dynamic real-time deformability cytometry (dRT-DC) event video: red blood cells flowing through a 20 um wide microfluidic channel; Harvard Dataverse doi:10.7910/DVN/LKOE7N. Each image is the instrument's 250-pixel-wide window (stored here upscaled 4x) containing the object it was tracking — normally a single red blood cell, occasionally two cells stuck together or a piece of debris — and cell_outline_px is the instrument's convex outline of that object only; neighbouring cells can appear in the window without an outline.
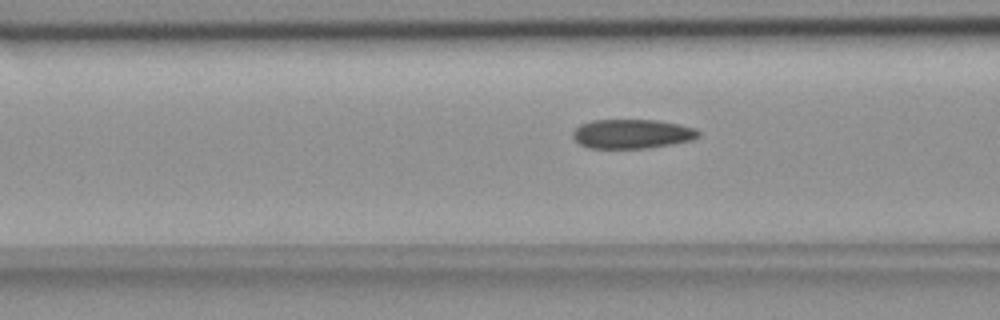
{"species": "common noctule bat (a hibernating species)", "species_latin": "Nyctalus noctula", "temperature_condition": "room temperature", "stored_images_in_passage": 31, "camera_frame_rate_fps": 3000, "um_per_image_px": 0.085, "animal": {"sex": "female", "body_mass_g": 18.4}, "frame": {"image": 1, "passage_image": 5, "time_ms": 1.333, "image_size_px": [1000, 320], "cell_outline_px": [[700, 136], [692, 140], [672, 144], [648, 148], [588, 148], [580, 144], [572, 136], [572, 132], [580, 124], [592, 120], [656, 120], [680, 124], [696, 128], [700, 132]], "centroid_in_image_um": [53.74, 11.38], "position_along_channel_um": 112.9, "area_um2": 21.56}}
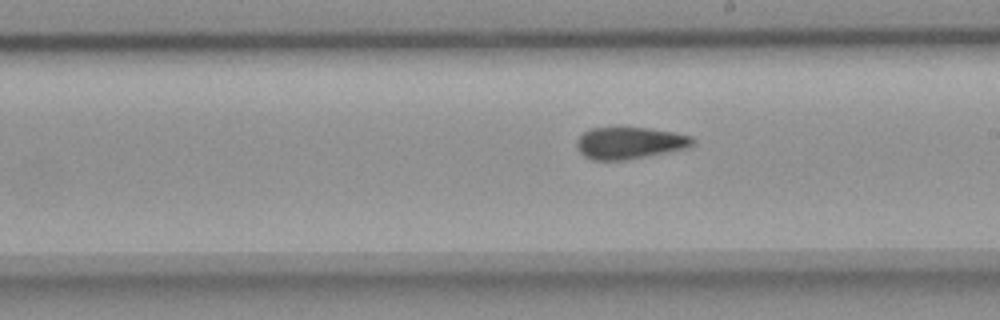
{"frame": {"image": 2, "passage_image": 15, "time_ms": 4.667, "image_size_px": [1000, 320], "cell_outline_px": [[696, 140], [688, 148], [624, 160], [592, 160], [584, 156], [580, 152], [576, 144], [576, 140], [584, 132], [592, 128], [648, 128], [672, 132], [692, 136]], "centroid_in_image_um": [53.51, 12.15], "position_along_channel_um": 235.5, "area_um2": 21.33}}
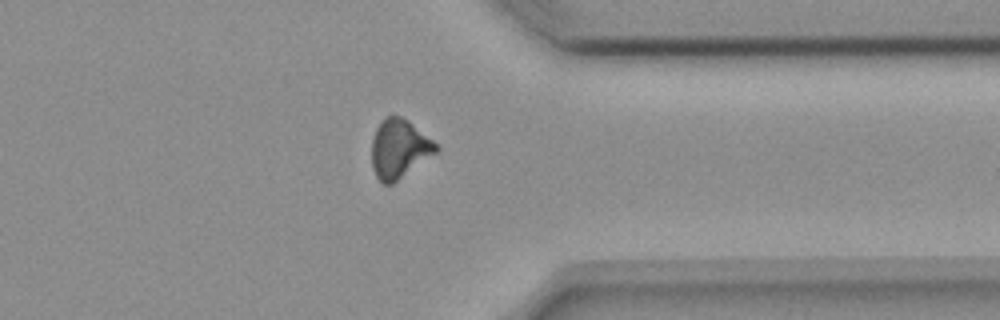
{"frame": {"image": 3, "passage_image": 27, "time_ms": 8.667, "image_size_px": [1000, 320], "cell_outline_px": [[440, 148], [436, 152], [392, 184], [384, 184], [376, 176], [372, 168], [372, 136], [380, 120], [384, 116], [400, 116], [408, 120], [432, 140]], "centroid_in_image_um": [33.89, 12.62], "position_along_channel_um": 377.5, "area_um2": 21.85}, "authors_computed_cell_mechanics": {"area_um2": 21.675, "velocity_mm_per_s": 3.6846, "shape_relaxation_time_tau1_ms": null, "shape_relaxation_time_tau2_ms": 2.5773, "deformation_change_tau1": null, "deformation_change_tau2": 0.0954}}